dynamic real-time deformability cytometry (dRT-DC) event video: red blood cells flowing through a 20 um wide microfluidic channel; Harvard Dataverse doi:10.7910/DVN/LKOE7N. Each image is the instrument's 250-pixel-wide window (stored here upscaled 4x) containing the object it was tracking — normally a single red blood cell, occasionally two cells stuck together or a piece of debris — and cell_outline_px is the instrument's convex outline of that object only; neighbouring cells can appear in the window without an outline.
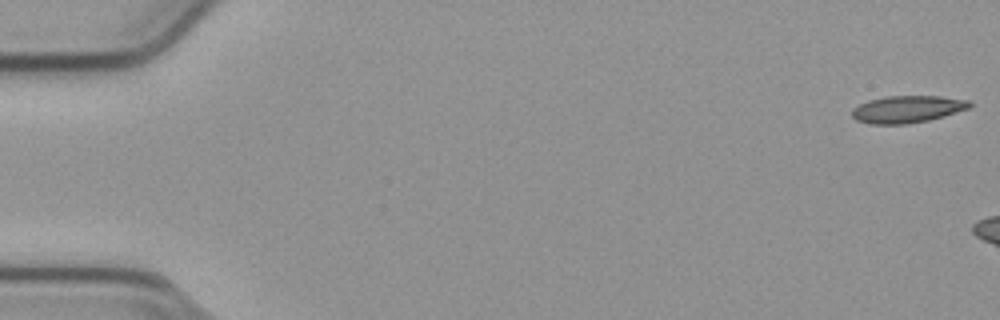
{"species": "common noctule bat (a hibernating species)", "species_latin": "Nyctalus noctula", "temperature_condition": "cold", "stored_images_in_passage": 8, "camera_frame_rate_fps": 3000, "um_per_image_px": 0.085, "animal": {"sex": "male", "body_mass_g": 23.1, "forearm_length_mm": 52.7}, "frame": {"image": 1, "passage_image": 1, "time_ms": 0.0, "image_size_px": [1000, 320], "cell_outline_px": [[972, 104], [968, 108], [944, 116], [928, 120], [908, 124], [868, 124], [856, 120], [852, 116], [852, 108], [868, 100], [884, 96], [940, 96], [968, 100]], "centroid_in_image_um": [77.08, 9.28], "position_along_channel_um": 7.9, "area_um2": 18.61}}